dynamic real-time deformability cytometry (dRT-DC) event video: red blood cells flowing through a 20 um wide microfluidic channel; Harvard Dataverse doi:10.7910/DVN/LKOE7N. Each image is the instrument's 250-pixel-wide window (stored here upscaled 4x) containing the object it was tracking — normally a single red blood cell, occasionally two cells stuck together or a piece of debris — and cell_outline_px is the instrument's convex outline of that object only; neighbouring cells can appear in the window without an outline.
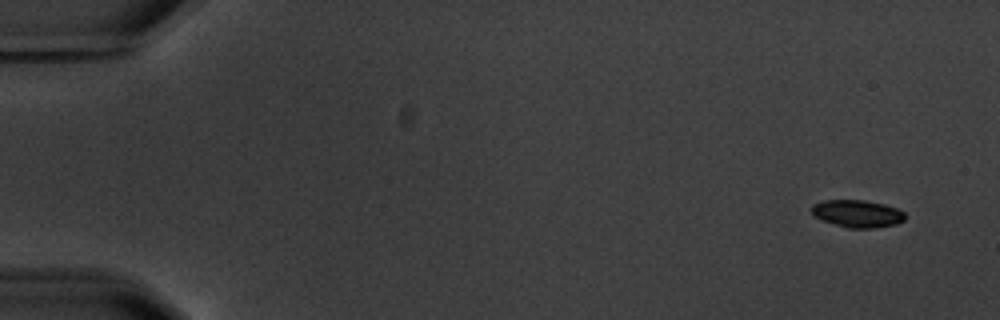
{"species": "common noctule bat (a hibernating species)", "species_latin": "Nyctalus noctula", "temperature_condition": "warm", "stored_images_in_passage": 5, "camera_frame_rate_fps": 3000, "um_per_image_px": 0.085, "animal": {"sex": "male", "body_mass_g": 20.1, "forearm_length_mm": 53.5}, "frame": {"image": 1, "passage_image": 1, "time_ms": 0.0, "image_size_px": [1000, 320], "cell_outline_px": [[908, 216], [904, 220], [896, 224], [872, 228], [848, 228], [820, 220], [812, 216], [808, 208], [812, 204], [824, 200], [864, 200], [884, 204], [896, 208], [904, 212]], "centroid_in_image_um": [72.82, 18.15], "position_along_channel_um": 12.2, "area_um2": 15.26}}
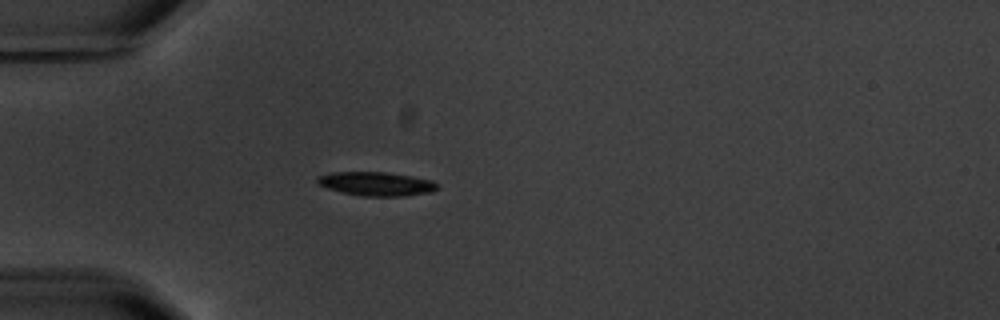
{"frame": {"image": 2, "passage_image": 5, "time_ms": 4.667, "image_size_px": [1000, 320], "cell_outline_px": [[440, 188], [432, 192], [400, 196], [360, 196], [340, 192], [328, 188], [320, 184], [316, 180], [316, 176], [332, 172], [384, 172], [412, 176], [432, 180]], "centroid_in_image_um": [31.98, 15.62], "position_along_channel_um": 53.0, "area_um2": 16.7}}